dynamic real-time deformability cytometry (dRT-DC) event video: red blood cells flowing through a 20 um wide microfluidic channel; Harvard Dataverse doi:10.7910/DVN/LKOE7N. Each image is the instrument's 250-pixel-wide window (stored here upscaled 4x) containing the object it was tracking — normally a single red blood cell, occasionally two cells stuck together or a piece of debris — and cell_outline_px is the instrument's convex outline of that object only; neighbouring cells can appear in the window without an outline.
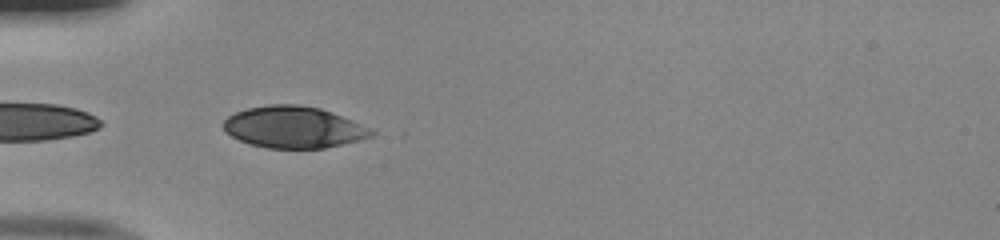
{"species": "human", "species_latin": "Homo sapiens", "temperature_condition": "room temperature", "stored_images_in_passage": 16, "camera_frame_rate_fps": 3000, "um_per_image_px": 0.085, "donor": {"sex": "male"}, "frame": {"image": 1, "passage_image": 1, "time_ms": 0.0, "image_size_px": [1000, 240], "cell_outline_px": [[376, 136], [324, 148], [268, 148], [252, 144], [240, 140], [224, 132], [224, 120], [228, 116], [236, 112], [248, 108], [268, 104], [300, 104], [320, 108], [352, 120], [372, 128], [376, 132]], "centroid_in_image_um": [24.99, 10.8], "position_along_channel_um": 60.0, "area_um2": 35.89}}
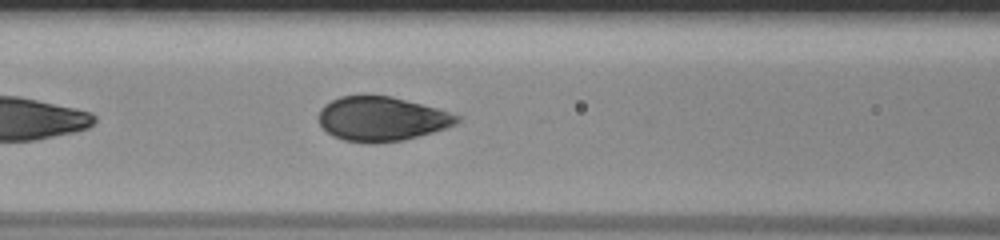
{"frame": {"image": 2, "passage_image": 7, "time_ms": 2.0, "image_size_px": [1000, 240], "cell_outline_px": [[460, 120], [456, 124], [432, 132], [404, 140], [376, 144], [368, 144], [344, 140], [332, 136], [320, 124], [320, 108], [324, 104], [340, 96], [392, 96], [436, 108], [460, 116]], "centroid_in_image_um": [32.43, 10.12], "position_along_channel_um": 134.2, "area_um2": 35.6}}
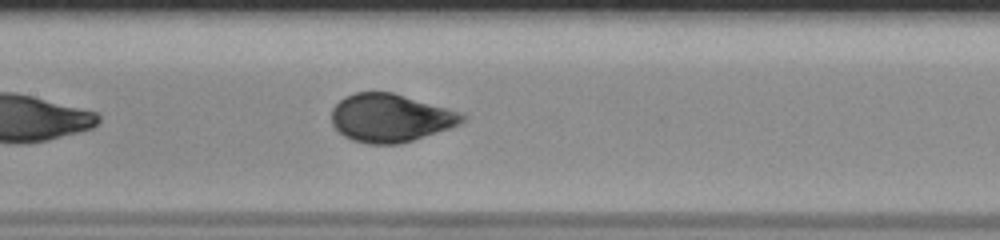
{"frame": {"image": 3, "passage_image": 10, "time_ms": 3.0, "image_size_px": [1000, 240], "cell_outline_px": [[468, 116], [460, 124], [400, 144], [368, 144], [352, 140], [344, 136], [332, 124], [332, 108], [344, 96], [356, 92], [392, 92], [448, 108], [460, 112]], "centroid_in_image_um": [33.17, 10.02], "position_along_channel_um": 174.2, "area_um2": 36.47}}